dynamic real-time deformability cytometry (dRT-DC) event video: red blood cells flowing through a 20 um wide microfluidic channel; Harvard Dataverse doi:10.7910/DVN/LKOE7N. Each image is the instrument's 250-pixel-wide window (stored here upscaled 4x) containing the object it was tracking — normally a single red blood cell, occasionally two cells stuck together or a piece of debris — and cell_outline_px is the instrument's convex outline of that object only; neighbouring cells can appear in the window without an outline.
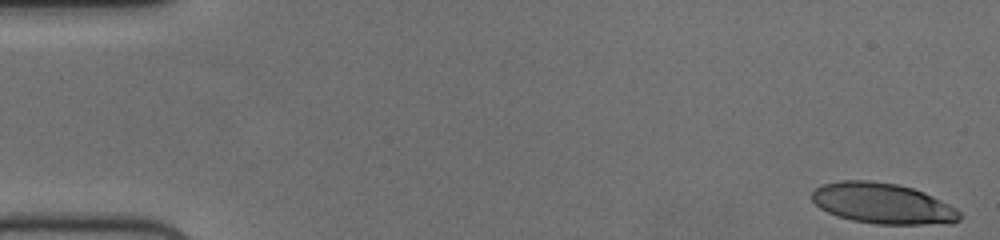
{"species": "human", "species_latin": "Homo sapiens", "temperature_condition": "cold", "stored_images_in_passage": 55, "camera_frame_rate_fps": 3000, "um_per_image_px": 0.085, "donor": {"sex": "female"}, "frame": {"image": 1, "passage_image": 1, "time_ms": 0.0, "image_size_px": [1000, 240], "cell_outline_px": [[960, 220], [952, 224], [876, 224], [852, 220], [836, 216], [820, 208], [812, 200], [812, 192], [820, 184], [840, 180], [868, 180], [896, 184], [912, 188], [924, 192], [956, 208], [960, 212]], "centroid_in_image_um": [75.02, 17.29], "position_along_channel_um": 10.0, "area_um2": 35.14}}
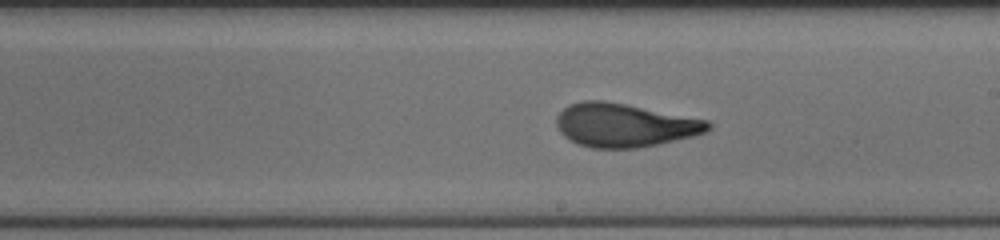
{"frame": {"image": 2, "passage_image": 31, "time_ms": 10.0, "image_size_px": [1000, 240], "cell_outline_px": [[712, 128], [704, 132], [692, 136], [660, 144], [636, 148], [592, 148], [576, 144], [568, 140], [560, 132], [556, 124], [556, 116], [568, 104], [580, 100], [604, 100], [708, 120], [712, 124]], "centroid_in_image_um": [53.04, 10.64], "position_along_channel_um": 236.0, "area_um2": 38.61}}
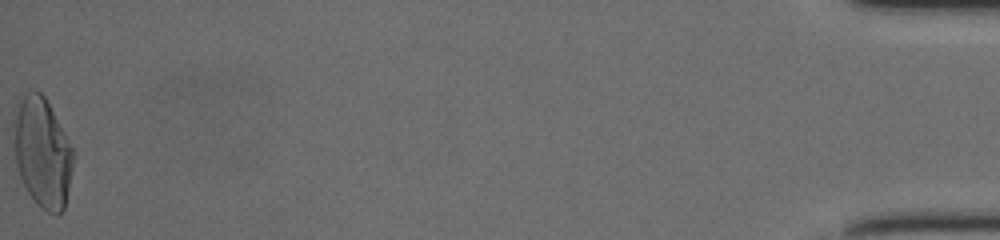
{"frame": {"image": 3, "passage_image": 55, "time_ms": 18.0, "image_size_px": [1000, 240], "cell_outline_px": [[76, 152], [64, 208], [56, 216], [40, 208], [36, 204], [28, 192], [20, 176], [16, 164], [12, 120], [16, 104], [24, 92], [28, 88], [36, 88], [44, 96]], "centroid_in_image_um": [3.59, 12.91], "position_along_channel_um": 431.6, "area_um2": 38.84}, "authors_computed_cell_mechanics": {"area_um2": 37.0498, "velocity_mm_per_s": 3.725, "shape_relaxation_time_tau1_ms": 8.6404, "shape_relaxation_time_tau2_ms": 1.284, "deformation_change_tau1": 0.2948, "deformation_change_tau2": 0.0916}}